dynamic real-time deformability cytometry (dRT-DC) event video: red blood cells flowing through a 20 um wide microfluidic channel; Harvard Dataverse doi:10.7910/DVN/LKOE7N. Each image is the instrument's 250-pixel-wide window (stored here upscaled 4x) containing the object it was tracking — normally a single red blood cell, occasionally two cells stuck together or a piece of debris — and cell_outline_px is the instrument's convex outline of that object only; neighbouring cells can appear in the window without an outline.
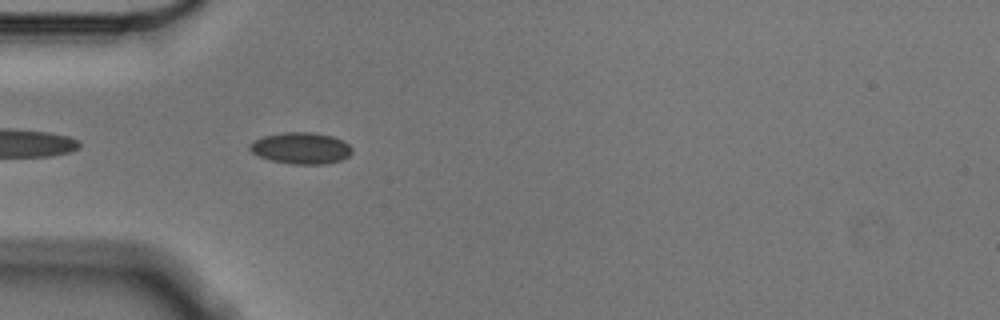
{"species": "Egyptian fruit bat (a non-hibernating species)", "species_latin": "Rousettus aegyptiacus", "temperature_condition": "cold", "stored_images_in_passage": 20, "camera_frame_rate_fps": 3000, "um_per_image_px": 0.085, "animal": {"sex": "male"}, "frame": {"image": 1, "passage_image": 3, "time_ms": 0.667, "image_size_px": [1000, 320], "cell_outline_px": [[352, 152], [348, 156], [340, 160], [324, 164], [292, 164], [272, 160], [260, 156], [252, 152], [248, 148], [248, 144], [264, 136], [284, 132], [312, 132], [332, 136], [348, 144], [352, 148]], "centroid_in_image_um": [25.58, 12.59], "position_along_channel_um": 59.4, "area_um2": 18.55}}
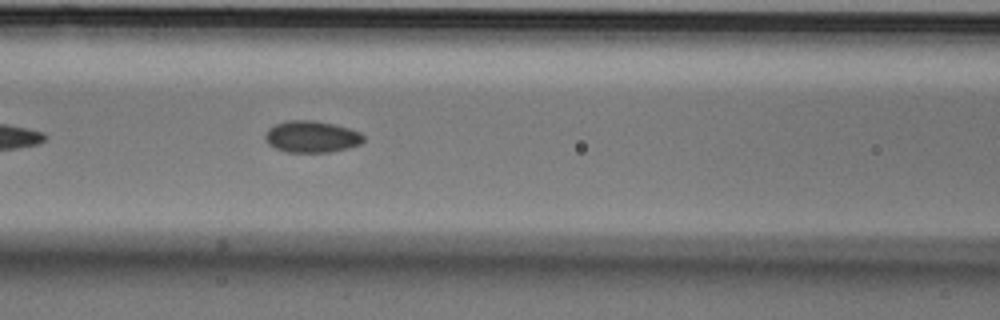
{"frame": {"image": 2, "passage_image": 10, "time_ms": 3.0, "image_size_px": [1000, 320], "cell_outline_px": [[364, 140], [360, 144], [348, 148], [328, 152], [288, 152], [276, 148], [268, 144], [264, 140], [264, 136], [268, 128], [276, 124], [288, 120], [312, 120], [332, 124], [348, 128], [360, 132], [364, 136]], "centroid_in_image_um": [26.47, 11.62], "position_along_channel_um": 140.1, "area_um2": 18.09}}
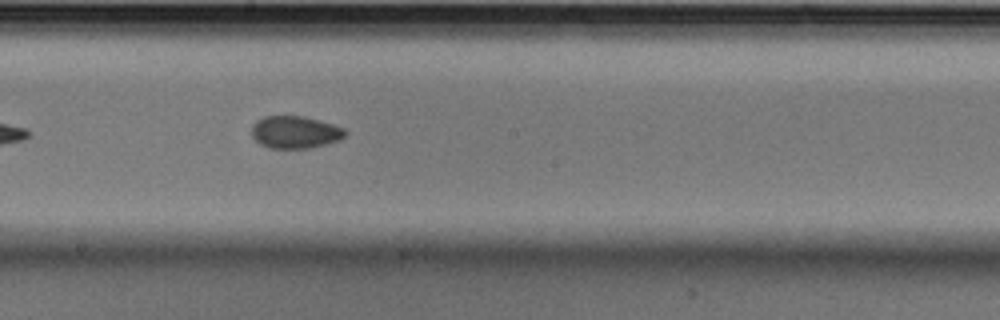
{"frame": {"image": 3, "passage_image": 17, "time_ms": 5.333, "image_size_px": [1000, 320], "cell_outline_px": [[348, 132], [340, 140], [308, 148], [268, 148], [260, 144], [252, 136], [252, 124], [256, 120], [264, 116], [304, 116], [332, 124], [344, 128]], "centroid_in_image_um": [25.06, 11.23], "position_along_channel_um": 223.1, "area_um2": 17.63}}